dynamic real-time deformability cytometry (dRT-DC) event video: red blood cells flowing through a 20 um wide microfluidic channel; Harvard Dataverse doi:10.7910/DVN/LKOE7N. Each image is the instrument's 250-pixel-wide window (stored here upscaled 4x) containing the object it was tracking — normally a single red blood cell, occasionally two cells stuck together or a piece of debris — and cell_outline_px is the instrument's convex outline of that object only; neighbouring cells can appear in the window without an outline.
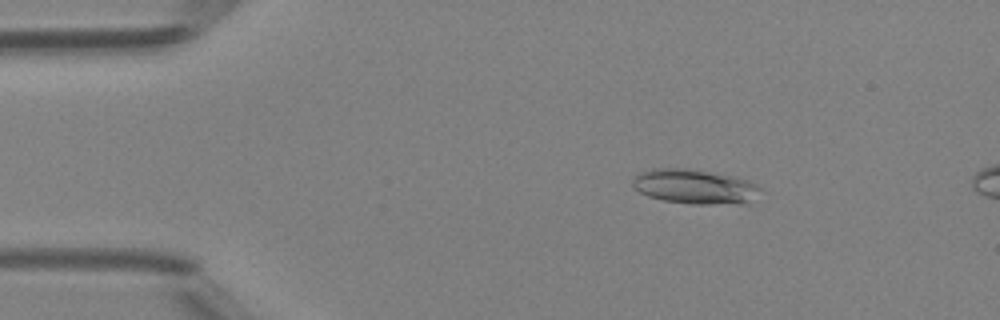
{"species": "Egyptian fruit bat (a non-hibernating species)", "species_latin": "Rousettus aegyptiacus", "temperature_condition": "room temperature", "stored_images_in_passage": 9, "camera_frame_rate_fps": 3000, "um_per_image_px": 0.085, "animal": {"sex": "female"}, "frame": {"image": 1, "passage_image": 4, "time_ms": 1.0, "image_size_px": [1000, 320], "cell_outline_px": [[760, 188], [748, 204], [692, 204], [664, 200], [648, 196], [640, 192], [632, 184], [632, 180], [640, 172], [652, 168], [688, 168], [728, 176], [744, 180], [756, 184]], "centroid_in_image_um": [59.0, 15.87], "position_along_channel_um": 26.0, "area_um2": 25.32}}